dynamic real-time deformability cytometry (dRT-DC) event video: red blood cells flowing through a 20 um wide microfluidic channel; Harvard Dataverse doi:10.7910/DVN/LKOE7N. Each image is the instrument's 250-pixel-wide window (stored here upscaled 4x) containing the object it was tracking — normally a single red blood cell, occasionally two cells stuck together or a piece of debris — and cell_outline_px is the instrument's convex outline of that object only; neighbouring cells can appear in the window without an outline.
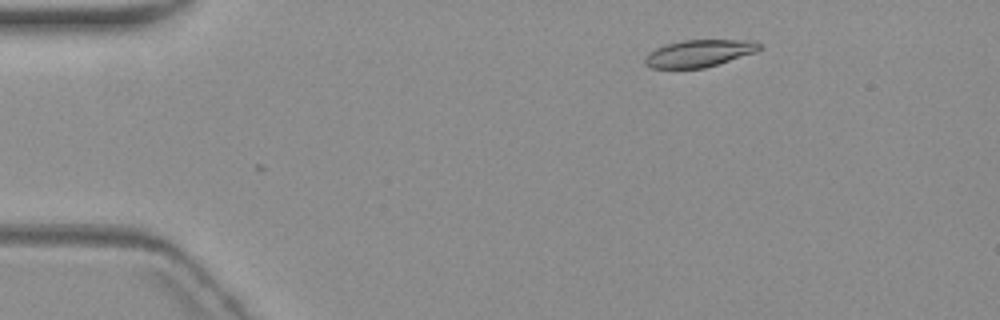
{"species": "common noctule bat (a hibernating species)", "species_latin": "Nyctalus noctula", "temperature_condition": "warm", "stored_images_in_passage": 5, "camera_frame_rate_fps": 3000, "um_per_image_px": 0.085, "animal": {"sex": "female", "body_mass_g": 19.3, "forearm_length_mm": 54.1}, "frame": {"image": 1, "passage_image": 1, "time_ms": 0.0, "image_size_px": [1000, 320], "cell_outline_px": [[764, 48], [756, 52], [704, 68], [652, 68], [644, 64], [644, 60], [648, 52], [664, 44], [684, 40], [756, 40], [764, 44]], "centroid_in_image_um": [59.47, 4.52], "position_along_channel_um": 25.5, "area_um2": 18.32}}
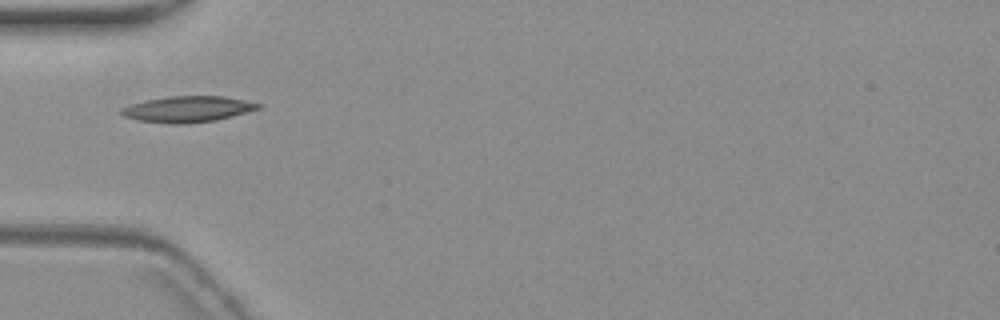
{"frame": {"image": 2, "passage_image": 4, "time_ms": 3.333, "image_size_px": [1000, 320], "cell_outline_px": [[260, 108], [232, 116], [216, 120], [184, 124], [168, 124], [140, 120], [124, 116], [120, 112], [120, 108], [128, 104], [144, 100], [168, 96], [224, 96], [244, 100], [260, 104]], "centroid_in_image_um": [15.9, 9.27], "position_along_channel_um": 69.1, "area_um2": 20.75}}
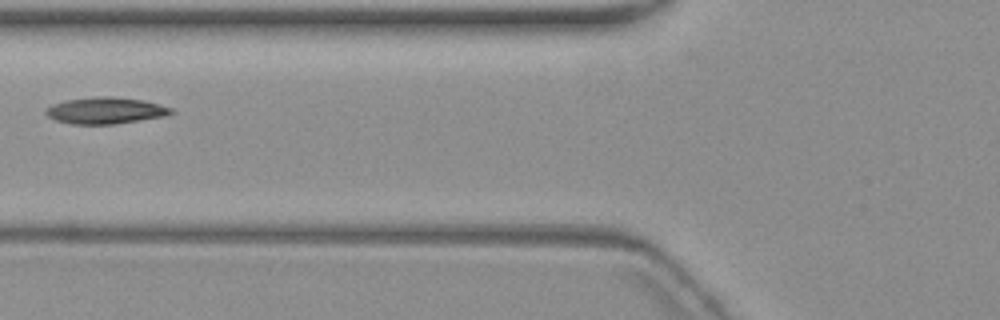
{"frame": {"image": 3, "passage_image": 5, "time_ms": 4.667, "image_size_px": [1000, 320], "cell_outline_px": [[176, 112], [164, 116], [140, 120], [112, 124], [72, 124], [56, 120], [48, 116], [44, 112], [44, 108], [52, 104], [64, 100], [100, 96], [112, 96], [144, 100], [172, 108]], "centroid_in_image_um": [8.94, 9.39], "position_along_channel_um": 116.9, "area_um2": 19.42}}